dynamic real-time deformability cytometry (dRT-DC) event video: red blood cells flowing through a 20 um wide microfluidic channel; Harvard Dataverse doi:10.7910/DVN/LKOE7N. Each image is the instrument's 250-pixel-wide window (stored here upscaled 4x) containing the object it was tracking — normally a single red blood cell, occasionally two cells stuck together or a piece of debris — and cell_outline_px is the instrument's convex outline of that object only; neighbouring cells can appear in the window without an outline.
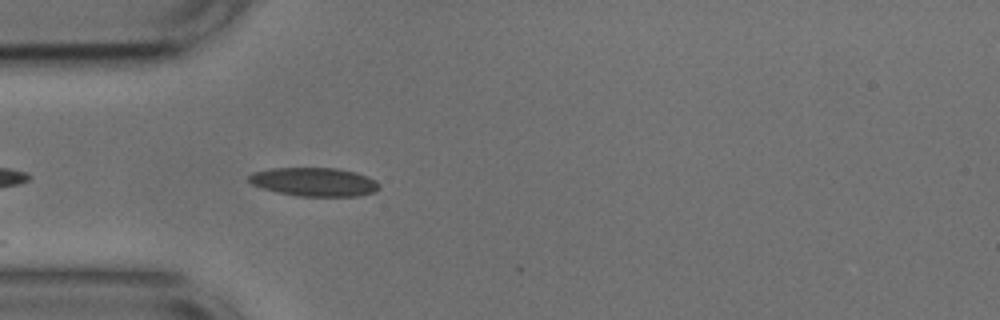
{"species": "common noctule bat (a hibernating species)", "species_latin": "Nyctalus noctula", "temperature_condition": "cold", "stored_images_in_passage": 19, "camera_frame_rate_fps": 3000, "um_per_image_px": 0.085, "animal": {"sex": "male", "body_mass_g": 17.9, "forearm_length_mm": 54.2}, "frame": {"image": 1, "passage_image": 1, "time_ms": 0.0, "image_size_px": [1000, 320], "cell_outline_px": [[380, 188], [376, 192], [356, 196], [296, 196], [276, 192], [252, 184], [248, 180], [248, 176], [252, 172], [268, 168], [336, 168], [356, 172], [368, 176], [376, 180], [380, 184]], "centroid_in_image_um": [26.73, 15.46], "position_along_channel_um": 58.3, "area_um2": 21.96}}